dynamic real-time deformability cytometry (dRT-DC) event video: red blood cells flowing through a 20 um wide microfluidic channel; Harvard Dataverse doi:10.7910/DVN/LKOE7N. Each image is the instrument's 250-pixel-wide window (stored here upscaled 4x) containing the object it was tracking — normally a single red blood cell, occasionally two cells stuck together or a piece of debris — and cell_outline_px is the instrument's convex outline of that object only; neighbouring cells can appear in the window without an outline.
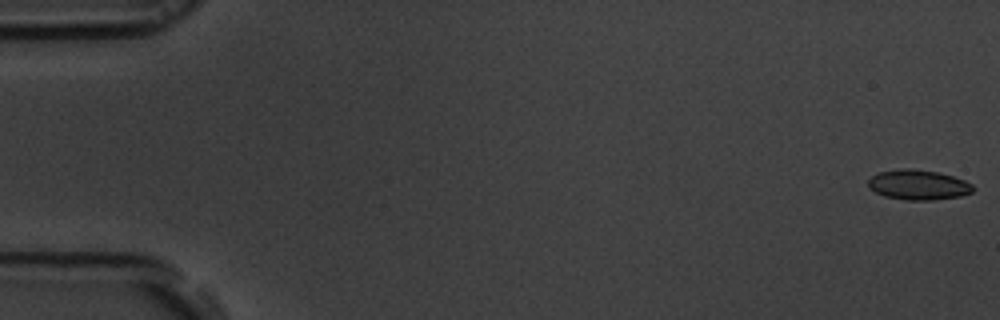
{"species": "common noctule bat (a hibernating species)", "species_latin": "Nyctalus noctula", "temperature_condition": "room temperature", "stored_images_in_passage": 56, "camera_frame_rate_fps": 3000, "um_per_image_px": 0.085, "animal": {"sex": "male", "body_mass_g": 19.5, "forearm_length_mm": 54.6}, "frame": {"image": 1, "passage_image": 1, "time_ms": 0.0, "image_size_px": [1000, 320], "cell_outline_px": [[976, 188], [972, 192], [960, 196], [932, 200], [908, 200], [884, 196], [868, 188], [868, 180], [872, 176], [880, 172], [900, 168], [912, 168], [940, 172], [964, 180], [972, 184]], "centroid_in_image_um": [78.06, 15.7], "position_along_channel_um": 6.9, "area_um2": 18.44}}
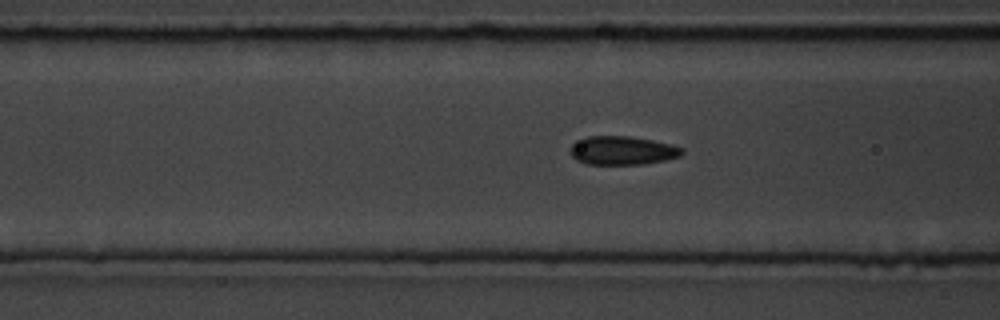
{"frame": {"image": 2, "passage_image": 22, "time_ms": 7.0, "image_size_px": [1000, 320], "cell_outline_px": [[684, 152], [680, 156], [664, 160], [644, 164], [588, 164], [576, 160], [572, 156], [568, 148], [572, 144], [584, 136], [632, 136], [652, 140], [668, 144], [680, 148]], "centroid_in_image_um": [52.83, 12.79], "position_along_channel_um": 113.8, "area_um2": 18.61}}
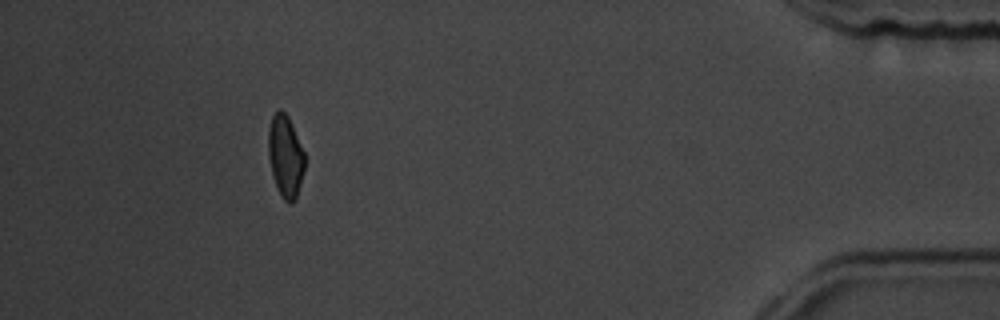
{"frame": {"image": 3, "passage_image": 51, "time_ms": 16.667, "image_size_px": [1000, 320], "cell_outline_px": [[304, 168], [296, 200], [292, 204], [288, 204], [284, 200], [272, 176], [268, 156], [268, 128], [272, 116], [280, 108], [288, 116], [292, 124], [304, 152]], "centroid_in_image_um": [24.25, 13.28], "position_along_channel_um": 411.0, "area_um2": 17.4}, "authors_computed_cell_mechanics": {"area_um2": 18.2937, "velocity_mm_per_s": 3.6787, "shape_relaxation_time_tau1_ms": 2.9368, "shape_relaxation_time_tau2_ms": 1.5766, "deformation_change_tau1": 0.0792, "deformation_change_tau2": 0.0648}}